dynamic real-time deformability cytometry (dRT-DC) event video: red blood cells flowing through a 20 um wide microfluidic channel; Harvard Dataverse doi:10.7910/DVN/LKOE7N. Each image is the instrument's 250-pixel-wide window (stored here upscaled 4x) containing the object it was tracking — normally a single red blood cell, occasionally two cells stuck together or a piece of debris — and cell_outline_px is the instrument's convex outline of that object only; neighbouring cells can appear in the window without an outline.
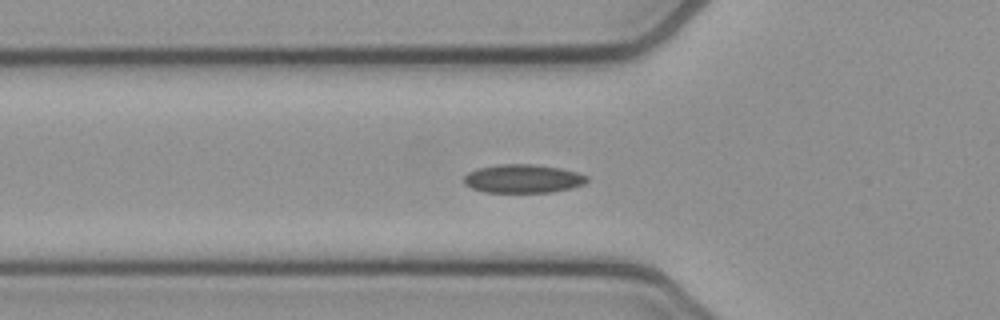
{"species": "common noctule bat (a hibernating species)", "species_latin": "Nyctalus noctula", "temperature_condition": "cold", "stored_images_in_passage": 54, "camera_frame_rate_fps": 3000, "um_per_image_px": 0.085, "animal": {"sex": "female", "body_mass_g": 21.9}, "frame": {"image": 1, "passage_image": 18, "time_ms": 5.667, "image_size_px": [1000, 320], "cell_outline_px": [[588, 180], [584, 184], [572, 188], [552, 192], [484, 192], [472, 188], [464, 184], [464, 176], [468, 172], [476, 168], [500, 164], [532, 164], [560, 168], [576, 172], [588, 176]], "centroid_in_image_um": [44.44, 15.19], "position_along_channel_um": 81.4, "area_um2": 20.52}}
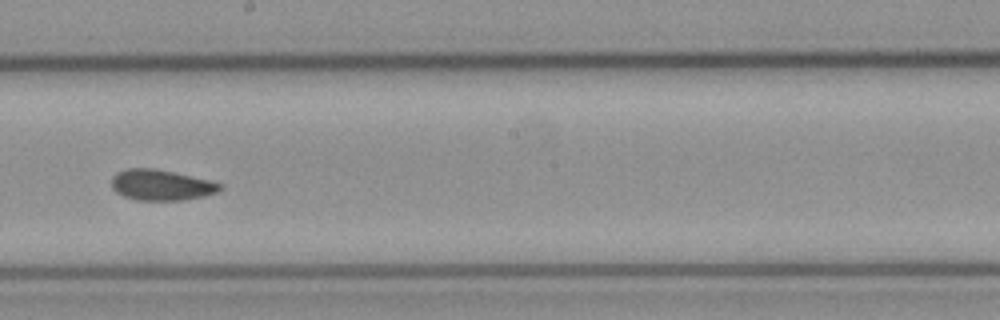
{"frame": {"image": 2, "passage_image": 30, "time_ms": 9.667, "image_size_px": [1000, 320], "cell_outline_px": [[224, 188], [216, 192], [204, 196], [180, 200], [136, 200], [124, 196], [116, 192], [112, 188], [112, 176], [116, 172], [128, 168], [156, 168], [212, 180], [224, 184]], "centroid_in_image_um": [13.73, 15.71], "position_along_channel_um": 234.5, "area_um2": 19.65}}
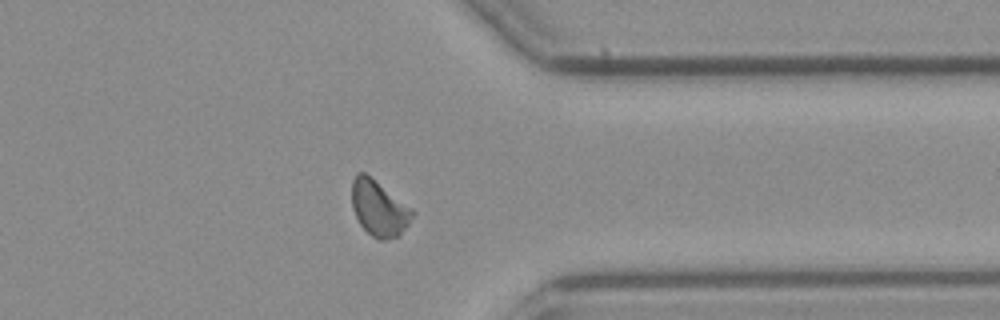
{"frame": {"image": 3, "passage_image": 42, "time_ms": 13.667, "image_size_px": [1000, 320], "cell_outline_px": [[416, 212], [408, 224], [396, 236], [384, 240], [380, 240], [372, 236], [360, 224], [352, 208], [352, 180], [356, 172], [364, 172], [412, 208]], "centroid_in_image_um": [32.19, 17.69], "position_along_channel_um": 379.2, "area_um2": 19.31}, "authors_computed_cell_mechanics": {"area_um2": 19.2474, "velocity_mm_per_s": 3.8004, "shape_relaxation_time_tau1_ms": 10.2001, "shape_relaxation_time_tau2_ms": 3.0166, "deformation_change_tau1": 0.1442, "deformation_change_tau2": 0.0668}}